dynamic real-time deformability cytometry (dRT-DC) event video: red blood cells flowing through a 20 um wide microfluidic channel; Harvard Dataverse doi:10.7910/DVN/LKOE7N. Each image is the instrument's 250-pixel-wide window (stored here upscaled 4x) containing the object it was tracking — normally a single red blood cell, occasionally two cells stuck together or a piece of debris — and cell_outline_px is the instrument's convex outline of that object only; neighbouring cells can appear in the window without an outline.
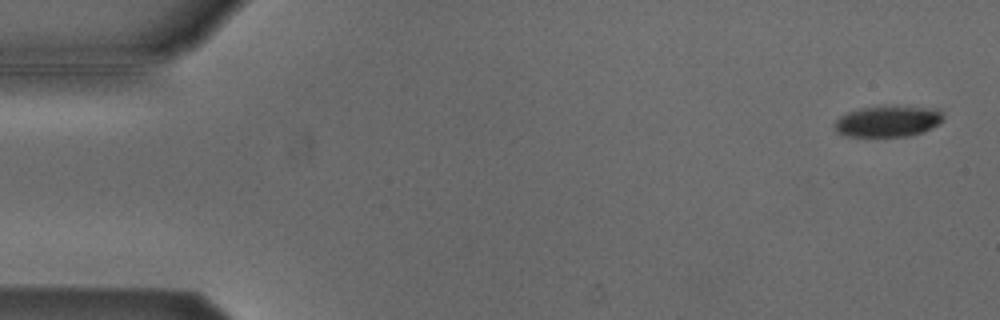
{"species": "Egyptian fruit bat (a non-hibernating species)", "species_latin": "Rousettus aegyptiacus", "temperature_condition": "cold", "stored_images_in_passage": 54, "camera_frame_rate_fps": 3000, "um_per_image_px": 0.085, "animal": {"sex": "male"}, "frame": {"image": 1, "passage_image": 2, "time_ms": 0.333, "image_size_px": [1000, 320], "cell_outline_px": [[944, 116], [940, 124], [924, 132], [908, 136], [848, 136], [836, 132], [836, 120], [840, 116], [848, 112], [860, 108], [940, 108]], "centroid_in_image_um": [75.51, 10.34], "position_along_channel_um": 9.5, "area_um2": 19.13}}
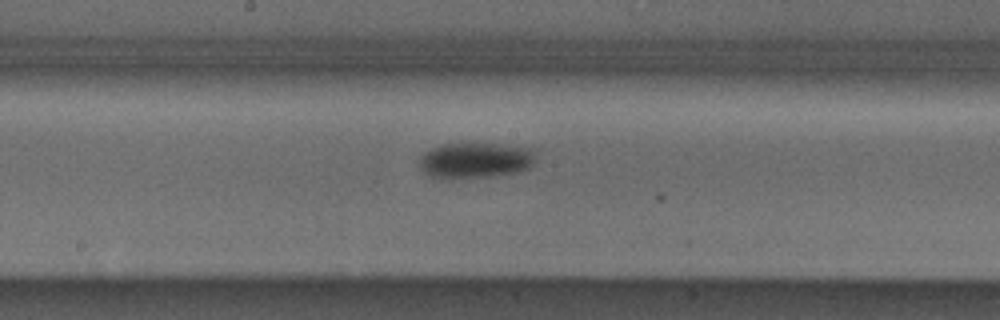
{"frame": {"image": 2, "passage_image": 28, "time_ms": 9.0, "image_size_px": [1000, 320], "cell_outline_px": [[536, 160], [528, 168], [516, 172], [496, 176], [432, 176], [424, 172], [420, 168], [420, 160], [424, 152], [440, 144], [500, 144], [532, 148], [536, 156]], "centroid_in_image_um": [40.47, 13.59], "position_along_channel_um": 207.7, "area_um2": 23.52}}
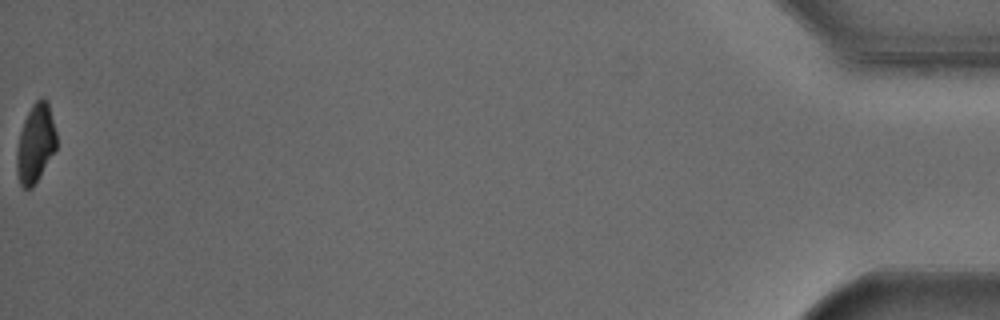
{"frame": {"image": 3, "passage_image": 54, "time_ms": 17.667, "image_size_px": [1000, 320], "cell_outline_px": [[56, 148], [32, 188], [24, 188], [20, 184], [16, 172], [16, 148], [20, 132], [24, 120], [32, 104], [40, 96], [44, 96], [48, 100], [56, 132]], "centroid_in_image_um": [3.0, 12.14], "position_along_channel_um": 432.2, "area_um2": 18.26}, "authors_computed_cell_mechanics": {"area_um2": 22.3108, "velocity_mm_per_s": 3.8139, "shape_relaxation_time_tau1_ms": 3.2506, "shape_relaxation_time_tau2_ms": null, "deformation_change_tau1": 0.1067, "deformation_change_tau2": null}}